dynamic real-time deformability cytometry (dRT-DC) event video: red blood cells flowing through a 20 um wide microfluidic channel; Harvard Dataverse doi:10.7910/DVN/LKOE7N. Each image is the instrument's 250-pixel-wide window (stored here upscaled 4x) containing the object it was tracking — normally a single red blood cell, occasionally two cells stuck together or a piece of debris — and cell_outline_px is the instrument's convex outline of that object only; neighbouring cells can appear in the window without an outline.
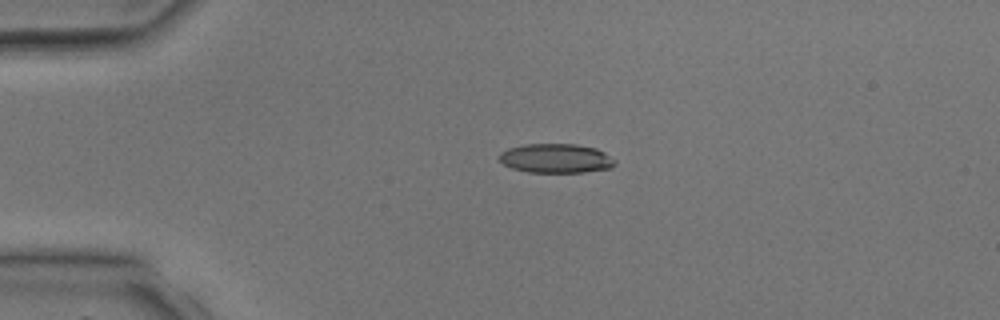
{"species": "common noctule bat (a hibernating species)", "species_latin": "Nyctalus noctula", "temperature_condition": "room temperature", "stored_images_in_passage": 4, "camera_frame_rate_fps": 3000, "um_per_image_px": 0.085, "animal": {"sex": "male", "body_mass_g": 17.9, "forearm_length_mm": 54.2}, "frame": {"image": 1, "passage_image": 2, "time_ms": 1.0, "image_size_px": [1000, 320], "cell_outline_px": [[616, 164], [612, 168], [584, 172], [528, 172], [512, 168], [504, 164], [496, 156], [500, 152], [508, 148], [524, 144], [576, 144], [596, 148], [604, 152], [616, 160]], "centroid_in_image_um": [47.26, 13.45], "position_along_channel_um": 37.7, "area_um2": 19.88}}
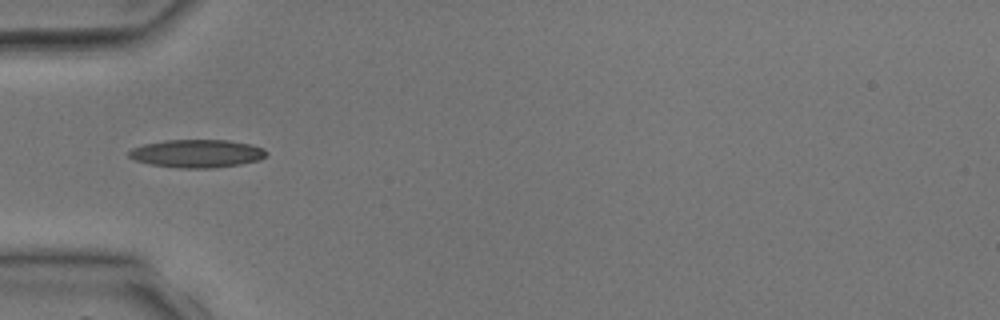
{"frame": {"image": 2, "passage_image": 3, "time_ms": 2.333, "image_size_px": [1000, 320], "cell_outline_px": [[268, 152], [260, 160], [240, 164], [212, 168], [180, 168], [148, 164], [136, 160], [128, 156], [128, 152], [132, 148], [144, 144], [168, 140], [228, 140], [252, 144], [264, 148]], "centroid_in_image_um": [16.76, 13.05], "position_along_channel_um": 68.2, "area_um2": 22.48}}